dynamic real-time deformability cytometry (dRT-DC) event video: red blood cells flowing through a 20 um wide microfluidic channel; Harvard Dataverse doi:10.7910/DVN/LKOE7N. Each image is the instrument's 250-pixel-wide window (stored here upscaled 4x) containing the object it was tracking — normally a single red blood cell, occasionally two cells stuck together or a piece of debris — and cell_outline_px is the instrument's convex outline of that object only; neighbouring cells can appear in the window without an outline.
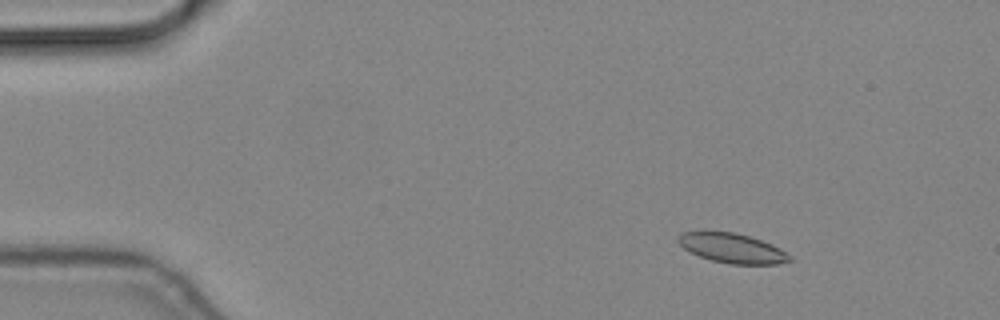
{"species": "common noctule bat (a hibernating species)", "species_latin": "Nyctalus noctula", "temperature_condition": "cold", "stored_images_in_passage": 7, "camera_frame_rate_fps": 3000, "um_per_image_px": 0.085, "animal": {"sex": "male", "body_mass_g": 19.2, "forearm_length_mm": 51.8}, "frame": {"image": 1, "passage_image": 3, "time_ms": 0.667, "image_size_px": [1000, 320], "cell_outline_px": [[792, 260], [776, 264], [732, 264], [712, 260], [700, 256], [684, 248], [676, 240], [684, 232], [704, 228], [736, 232], [772, 244], [780, 248], [792, 256]], "centroid_in_image_um": [62.2, 21.04], "position_along_channel_um": 22.8, "area_um2": 19.65}}
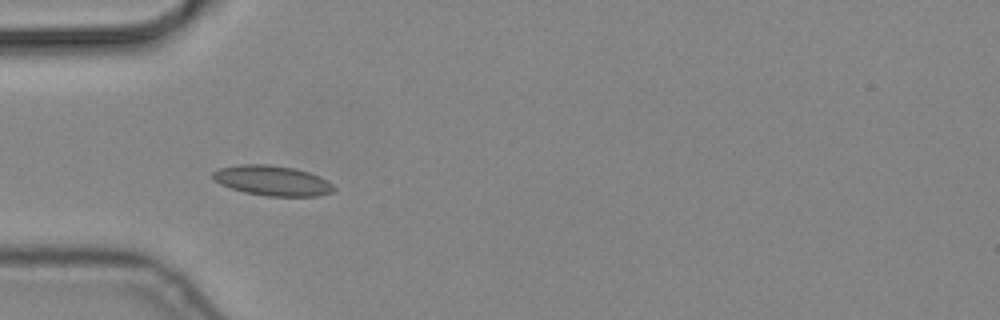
{"frame": {"image": 2, "passage_image": 6, "time_ms": 1.667, "image_size_px": [1000, 320], "cell_outline_px": [[336, 188], [332, 192], [316, 196], [268, 196], [244, 192], [220, 184], [212, 176], [212, 172], [220, 168], [240, 164], [268, 164], [292, 168], [308, 172], [320, 176], [332, 184]], "centroid_in_image_um": [23.15, 15.35], "position_along_channel_um": 61.8, "area_um2": 21.04}}
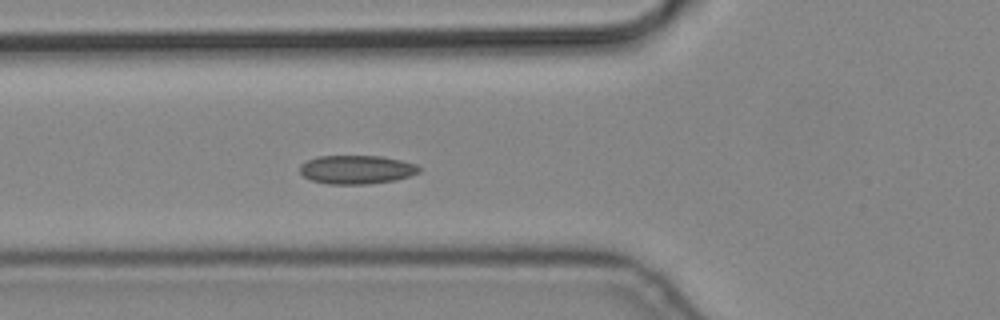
{"frame": {"image": 3, "passage_image": 7, "time_ms": 2.0, "image_size_px": [1000, 320], "cell_outline_px": [[420, 172], [396, 180], [368, 184], [328, 184], [312, 180], [304, 176], [300, 172], [300, 164], [316, 156], [380, 156], [400, 160], [416, 164], [420, 168]], "centroid_in_image_um": [30.3, 14.41], "position_along_channel_um": 95.5, "area_um2": 19.88}}